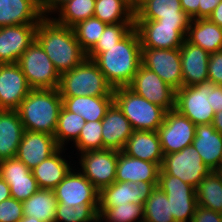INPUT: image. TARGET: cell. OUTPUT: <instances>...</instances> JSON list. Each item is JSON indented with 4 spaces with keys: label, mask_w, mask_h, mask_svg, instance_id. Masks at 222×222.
<instances>
[{
    "label": "cell",
    "mask_w": 222,
    "mask_h": 222,
    "mask_svg": "<svg viewBox=\"0 0 222 222\" xmlns=\"http://www.w3.org/2000/svg\"><path fill=\"white\" fill-rule=\"evenodd\" d=\"M87 58L93 60L108 84L113 88L128 87L141 62V43L133 28L123 39L110 48H92Z\"/></svg>",
    "instance_id": "cell-1"
},
{
    "label": "cell",
    "mask_w": 222,
    "mask_h": 222,
    "mask_svg": "<svg viewBox=\"0 0 222 222\" xmlns=\"http://www.w3.org/2000/svg\"><path fill=\"white\" fill-rule=\"evenodd\" d=\"M35 40L41 45L61 75L81 64L87 53L80 47L73 28L44 17L37 26Z\"/></svg>",
    "instance_id": "cell-2"
},
{
    "label": "cell",
    "mask_w": 222,
    "mask_h": 222,
    "mask_svg": "<svg viewBox=\"0 0 222 222\" xmlns=\"http://www.w3.org/2000/svg\"><path fill=\"white\" fill-rule=\"evenodd\" d=\"M61 107L62 98L58 89H31L17 112L24 130L54 136Z\"/></svg>",
    "instance_id": "cell-3"
},
{
    "label": "cell",
    "mask_w": 222,
    "mask_h": 222,
    "mask_svg": "<svg viewBox=\"0 0 222 222\" xmlns=\"http://www.w3.org/2000/svg\"><path fill=\"white\" fill-rule=\"evenodd\" d=\"M58 91L61 97L113 96V88L97 64L89 58L60 75Z\"/></svg>",
    "instance_id": "cell-4"
},
{
    "label": "cell",
    "mask_w": 222,
    "mask_h": 222,
    "mask_svg": "<svg viewBox=\"0 0 222 222\" xmlns=\"http://www.w3.org/2000/svg\"><path fill=\"white\" fill-rule=\"evenodd\" d=\"M114 102L134 130L157 131L163 124L166 110L135 94L128 87L113 89Z\"/></svg>",
    "instance_id": "cell-5"
},
{
    "label": "cell",
    "mask_w": 222,
    "mask_h": 222,
    "mask_svg": "<svg viewBox=\"0 0 222 222\" xmlns=\"http://www.w3.org/2000/svg\"><path fill=\"white\" fill-rule=\"evenodd\" d=\"M210 80L175 91V109L195 125L212 124L214 87Z\"/></svg>",
    "instance_id": "cell-6"
},
{
    "label": "cell",
    "mask_w": 222,
    "mask_h": 222,
    "mask_svg": "<svg viewBox=\"0 0 222 222\" xmlns=\"http://www.w3.org/2000/svg\"><path fill=\"white\" fill-rule=\"evenodd\" d=\"M17 63L32 89H58L60 74L36 40L25 50Z\"/></svg>",
    "instance_id": "cell-7"
},
{
    "label": "cell",
    "mask_w": 222,
    "mask_h": 222,
    "mask_svg": "<svg viewBox=\"0 0 222 222\" xmlns=\"http://www.w3.org/2000/svg\"><path fill=\"white\" fill-rule=\"evenodd\" d=\"M157 187L166 194L174 221L191 222L198 205L195 188L180 178L166 174L161 168Z\"/></svg>",
    "instance_id": "cell-8"
},
{
    "label": "cell",
    "mask_w": 222,
    "mask_h": 222,
    "mask_svg": "<svg viewBox=\"0 0 222 222\" xmlns=\"http://www.w3.org/2000/svg\"><path fill=\"white\" fill-rule=\"evenodd\" d=\"M166 174L180 178L196 188L203 178L211 171L207 167L193 145L181 151L164 155L160 167Z\"/></svg>",
    "instance_id": "cell-9"
},
{
    "label": "cell",
    "mask_w": 222,
    "mask_h": 222,
    "mask_svg": "<svg viewBox=\"0 0 222 222\" xmlns=\"http://www.w3.org/2000/svg\"><path fill=\"white\" fill-rule=\"evenodd\" d=\"M189 25H168L155 20H135L141 48L178 49L187 36Z\"/></svg>",
    "instance_id": "cell-10"
},
{
    "label": "cell",
    "mask_w": 222,
    "mask_h": 222,
    "mask_svg": "<svg viewBox=\"0 0 222 222\" xmlns=\"http://www.w3.org/2000/svg\"><path fill=\"white\" fill-rule=\"evenodd\" d=\"M80 172L100 191L116 179L118 150L104 149L78 153Z\"/></svg>",
    "instance_id": "cell-11"
},
{
    "label": "cell",
    "mask_w": 222,
    "mask_h": 222,
    "mask_svg": "<svg viewBox=\"0 0 222 222\" xmlns=\"http://www.w3.org/2000/svg\"><path fill=\"white\" fill-rule=\"evenodd\" d=\"M196 125L176 109L166 111L163 124L158 128L164 155L178 152L192 145Z\"/></svg>",
    "instance_id": "cell-12"
},
{
    "label": "cell",
    "mask_w": 222,
    "mask_h": 222,
    "mask_svg": "<svg viewBox=\"0 0 222 222\" xmlns=\"http://www.w3.org/2000/svg\"><path fill=\"white\" fill-rule=\"evenodd\" d=\"M141 62L175 91L183 86L180 48H141Z\"/></svg>",
    "instance_id": "cell-13"
},
{
    "label": "cell",
    "mask_w": 222,
    "mask_h": 222,
    "mask_svg": "<svg viewBox=\"0 0 222 222\" xmlns=\"http://www.w3.org/2000/svg\"><path fill=\"white\" fill-rule=\"evenodd\" d=\"M128 88L149 102L161 106L166 111L175 109V90L154 71L142 64Z\"/></svg>",
    "instance_id": "cell-14"
},
{
    "label": "cell",
    "mask_w": 222,
    "mask_h": 222,
    "mask_svg": "<svg viewBox=\"0 0 222 222\" xmlns=\"http://www.w3.org/2000/svg\"><path fill=\"white\" fill-rule=\"evenodd\" d=\"M72 168L54 189L58 203L67 206L99 204V190L80 172Z\"/></svg>",
    "instance_id": "cell-15"
},
{
    "label": "cell",
    "mask_w": 222,
    "mask_h": 222,
    "mask_svg": "<svg viewBox=\"0 0 222 222\" xmlns=\"http://www.w3.org/2000/svg\"><path fill=\"white\" fill-rule=\"evenodd\" d=\"M134 4L135 20H155L168 25H189L191 21L180 0H137Z\"/></svg>",
    "instance_id": "cell-16"
},
{
    "label": "cell",
    "mask_w": 222,
    "mask_h": 222,
    "mask_svg": "<svg viewBox=\"0 0 222 222\" xmlns=\"http://www.w3.org/2000/svg\"><path fill=\"white\" fill-rule=\"evenodd\" d=\"M31 89L18 63L0 64V110H17Z\"/></svg>",
    "instance_id": "cell-17"
},
{
    "label": "cell",
    "mask_w": 222,
    "mask_h": 222,
    "mask_svg": "<svg viewBox=\"0 0 222 222\" xmlns=\"http://www.w3.org/2000/svg\"><path fill=\"white\" fill-rule=\"evenodd\" d=\"M154 188L151 182L115 181L99 191L98 208H112L129 202L144 206Z\"/></svg>",
    "instance_id": "cell-18"
},
{
    "label": "cell",
    "mask_w": 222,
    "mask_h": 222,
    "mask_svg": "<svg viewBox=\"0 0 222 222\" xmlns=\"http://www.w3.org/2000/svg\"><path fill=\"white\" fill-rule=\"evenodd\" d=\"M0 177L9 185L11 197L20 202L40 189L32 170L16 157L0 161Z\"/></svg>",
    "instance_id": "cell-19"
},
{
    "label": "cell",
    "mask_w": 222,
    "mask_h": 222,
    "mask_svg": "<svg viewBox=\"0 0 222 222\" xmlns=\"http://www.w3.org/2000/svg\"><path fill=\"white\" fill-rule=\"evenodd\" d=\"M38 24L0 27V64L17 63L34 42Z\"/></svg>",
    "instance_id": "cell-20"
},
{
    "label": "cell",
    "mask_w": 222,
    "mask_h": 222,
    "mask_svg": "<svg viewBox=\"0 0 222 222\" xmlns=\"http://www.w3.org/2000/svg\"><path fill=\"white\" fill-rule=\"evenodd\" d=\"M59 148L54 136L37 131L24 130L16 158L32 170Z\"/></svg>",
    "instance_id": "cell-21"
},
{
    "label": "cell",
    "mask_w": 222,
    "mask_h": 222,
    "mask_svg": "<svg viewBox=\"0 0 222 222\" xmlns=\"http://www.w3.org/2000/svg\"><path fill=\"white\" fill-rule=\"evenodd\" d=\"M102 121L103 150L122 151L133 129L121 109L113 102Z\"/></svg>",
    "instance_id": "cell-22"
},
{
    "label": "cell",
    "mask_w": 222,
    "mask_h": 222,
    "mask_svg": "<svg viewBox=\"0 0 222 222\" xmlns=\"http://www.w3.org/2000/svg\"><path fill=\"white\" fill-rule=\"evenodd\" d=\"M183 86H192L208 80L210 53L186 39L180 47Z\"/></svg>",
    "instance_id": "cell-23"
},
{
    "label": "cell",
    "mask_w": 222,
    "mask_h": 222,
    "mask_svg": "<svg viewBox=\"0 0 222 222\" xmlns=\"http://www.w3.org/2000/svg\"><path fill=\"white\" fill-rule=\"evenodd\" d=\"M159 172L160 166L157 163L134 158L119 151L115 181L151 182L156 187Z\"/></svg>",
    "instance_id": "cell-24"
},
{
    "label": "cell",
    "mask_w": 222,
    "mask_h": 222,
    "mask_svg": "<svg viewBox=\"0 0 222 222\" xmlns=\"http://www.w3.org/2000/svg\"><path fill=\"white\" fill-rule=\"evenodd\" d=\"M43 18L40 0H0V27L38 24Z\"/></svg>",
    "instance_id": "cell-25"
},
{
    "label": "cell",
    "mask_w": 222,
    "mask_h": 222,
    "mask_svg": "<svg viewBox=\"0 0 222 222\" xmlns=\"http://www.w3.org/2000/svg\"><path fill=\"white\" fill-rule=\"evenodd\" d=\"M122 152L134 158L157 163L160 167L164 158L157 131L134 130Z\"/></svg>",
    "instance_id": "cell-26"
},
{
    "label": "cell",
    "mask_w": 222,
    "mask_h": 222,
    "mask_svg": "<svg viewBox=\"0 0 222 222\" xmlns=\"http://www.w3.org/2000/svg\"><path fill=\"white\" fill-rule=\"evenodd\" d=\"M203 163L212 170L220 167L222 158V135L212 124L196 125L192 142Z\"/></svg>",
    "instance_id": "cell-27"
},
{
    "label": "cell",
    "mask_w": 222,
    "mask_h": 222,
    "mask_svg": "<svg viewBox=\"0 0 222 222\" xmlns=\"http://www.w3.org/2000/svg\"><path fill=\"white\" fill-rule=\"evenodd\" d=\"M23 132L17 110H0V161L16 157Z\"/></svg>",
    "instance_id": "cell-28"
},
{
    "label": "cell",
    "mask_w": 222,
    "mask_h": 222,
    "mask_svg": "<svg viewBox=\"0 0 222 222\" xmlns=\"http://www.w3.org/2000/svg\"><path fill=\"white\" fill-rule=\"evenodd\" d=\"M64 149L66 148L60 147L49 158L32 169L40 189L54 190L72 169L68 160L61 155Z\"/></svg>",
    "instance_id": "cell-29"
},
{
    "label": "cell",
    "mask_w": 222,
    "mask_h": 222,
    "mask_svg": "<svg viewBox=\"0 0 222 222\" xmlns=\"http://www.w3.org/2000/svg\"><path fill=\"white\" fill-rule=\"evenodd\" d=\"M62 105L73 113L79 114L84 121L102 120L114 102V96H77L61 97Z\"/></svg>",
    "instance_id": "cell-30"
},
{
    "label": "cell",
    "mask_w": 222,
    "mask_h": 222,
    "mask_svg": "<svg viewBox=\"0 0 222 222\" xmlns=\"http://www.w3.org/2000/svg\"><path fill=\"white\" fill-rule=\"evenodd\" d=\"M186 40L209 53L222 50V27L206 19H191Z\"/></svg>",
    "instance_id": "cell-31"
},
{
    "label": "cell",
    "mask_w": 222,
    "mask_h": 222,
    "mask_svg": "<svg viewBox=\"0 0 222 222\" xmlns=\"http://www.w3.org/2000/svg\"><path fill=\"white\" fill-rule=\"evenodd\" d=\"M134 6L132 0H96L93 16L106 24L134 23Z\"/></svg>",
    "instance_id": "cell-32"
},
{
    "label": "cell",
    "mask_w": 222,
    "mask_h": 222,
    "mask_svg": "<svg viewBox=\"0 0 222 222\" xmlns=\"http://www.w3.org/2000/svg\"><path fill=\"white\" fill-rule=\"evenodd\" d=\"M22 204L24 216H34L42 222H55L58 201L54 190L39 189Z\"/></svg>",
    "instance_id": "cell-33"
},
{
    "label": "cell",
    "mask_w": 222,
    "mask_h": 222,
    "mask_svg": "<svg viewBox=\"0 0 222 222\" xmlns=\"http://www.w3.org/2000/svg\"><path fill=\"white\" fill-rule=\"evenodd\" d=\"M198 205L222 213V181L210 171L195 188Z\"/></svg>",
    "instance_id": "cell-34"
},
{
    "label": "cell",
    "mask_w": 222,
    "mask_h": 222,
    "mask_svg": "<svg viewBox=\"0 0 222 222\" xmlns=\"http://www.w3.org/2000/svg\"><path fill=\"white\" fill-rule=\"evenodd\" d=\"M84 125L85 121L81 115L68 111L62 105L58 115L57 128L54 133L57 145L64 148L69 140L75 142Z\"/></svg>",
    "instance_id": "cell-35"
},
{
    "label": "cell",
    "mask_w": 222,
    "mask_h": 222,
    "mask_svg": "<svg viewBox=\"0 0 222 222\" xmlns=\"http://www.w3.org/2000/svg\"><path fill=\"white\" fill-rule=\"evenodd\" d=\"M96 0H69L57 11V17H52L58 24L73 27L80 21L94 15ZM59 12V13H58Z\"/></svg>",
    "instance_id": "cell-36"
},
{
    "label": "cell",
    "mask_w": 222,
    "mask_h": 222,
    "mask_svg": "<svg viewBox=\"0 0 222 222\" xmlns=\"http://www.w3.org/2000/svg\"><path fill=\"white\" fill-rule=\"evenodd\" d=\"M144 222H175L166 194L155 187L143 206Z\"/></svg>",
    "instance_id": "cell-37"
},
{
    "label": "cell",
    "mask_w": 222,
    "mask_h": 222,
    "mask_svg": "<svg viewBox=\"0 0 222 222\" xmlns=\"http://www.w3.org/2000/svg\"><path fill=\"white\" fill-rule=\"evenodd\" d=\"M143 205L125 203L112 208H98V218L105 222H144Z\"/></svg>",
    "instance_id": "cell-38"
},
{
    "label": "cell",
    "mask_w": 222,
    "mask_h": 222,
    "mask_svg": "<svg viewBox=\"0 0 222 222\" xmlns=\"http://www.w3.org/2000/svg\"><path fill=\"white\" fill-rule=\"evenodd\" d=\"M106 25V23H103L95 16H92L86 20L80 21L72 27L76 40L86 53L96 45L99 37L103 34Z\"/></svg>",
    "instance_id": "cell-39"
},
{
    "label": "cell",
    "mask_w": 222,
    "mask_h": 222,
    "mask_svg": "<svg viewBox=\"0 0 222 222\" xmlns=\"http://www.w3.org/2000/svg\"><path fill=\"white\" fill-rule=\"evenodd\" d=\"M99 204L65 206L58 203L55 222H96Z\"/></svg>",
    "instance_id": "cell-40"
},
{
    "label": "cell",
    "mask_w": 222,
    "mask_h": 222,
    "mask_svg": "<svg viewBox=\"0 0 222 222\" xmlns=\"http://www.w3.org/2000/svg\"><path fill=\"white\" fill-rule=\"evenodd\" d=\"M78 152L103 150L102 121H87L74 142Z\"/></svg>",
    "instance_id": "cell-41"
},
{
    "label": "cell",
    "mask_w": 222,
    "mask_h": 222,
    "mask_svg": "<svg viewBox=\"0 0 222 222\" xmlns=\"http://www.w3.org/2000/svg\"><path fill=\"white\" fill-rule=\"evenodd\" d=\"M133 28L134 23L107 24L93 48H110L123 39Z\"/></svg>",
    "instance_id": "cell-42"
},
{
    "label": "cell",
    "mask_w": 222,
    "mask_h": 222,
    "mask_svg": "<svg viewBox=\"0 0 222 222\" xmlns=\"http://www.w3.org/2000/svg\"><path fill=\"white\" fill-rule=\"evenodd\" d=\"M23 216L22 202L12 197L0 202V222H19Z\"/></svg>",
    "instance_id": "cell-43"
},
{
    "label": "cell",
    "mask_w": 222,
    "mask_h": 222,
    "mask_svg": "<svg viewBox=\"0 0 222 222\" xmlns=\"http://www.w3.org/2000/svg\"><path fill=\"white\" fill-rule=\"evenodd\" d=\"M208 80L218 86H222V50L210 53Z\"/></svg>",
    "instance_id": "cell-44"
},
{
    "label": "cell",
    "mask_w": 222,
    "mask_h": 222,
    "mask_svg": "<svg viewBox=\"0 0 222 222\" xmlns=\"http://www.w3.org/2000/svg\"><path fill=\"white\" fill-rule=\"evenodd\" d=\"M191 222H222V213L197 205Z\"/></svg>",
    "instance_id": "cell-45"
},
{
    "label": "cell",
    "mask_w": 222,
    "mask_h": 222,
    "mask_svg": "<svg viewBox=\"0 0 222 222\" xmlns=\"http://www.w3.org/2000/svg\"><path fill=\"white\" fill-rule=\"evenodd\" d=\"M68 1L69 0H40V9L43 17H50L52 14L57 13Z\"/></svg>",
    "instance_id": "cell-46"
},
{
    "label": "cell",
    "mask_w": 222,
    "mask_h": 222,
    "mask_svg": "<svg viewBox=\"0 0 222 222\" xmlns=\"http://www.w3.org/2000/svg\"><path fill=\"white\" fill-rule=\"evenodd\" d=\"M200 0H180L182 10L191 18L199 19Z\"/></svg>",
    "instance_id": "cell-47"
},
{
    "label": "cell",
    "mask_w": 222,
    "mask_h": 222,
    "mask_svg": "<svg viewBox=\"0 0 222 222\" xmlns=\"http://www.w3.org/2000/svg\"><path fill=\"white\" fill-rule=\"evenodd\" d=\"M222 0H200L199 19L208 18Z\"/></svg>",
    "instance_id": "cell-48"
},
{
    "label": "cell",
    "mask_w": 222,
    "mask_h": 222,
    "mask_svg": "<svg viewBox=\"0 0 222 222\" xmlns=\"http://www.w3.org/2000/svg\"><path fill=\"white\" fill-rule=\"evenodd\" d=\"M214 113L222 110V86L216 85L214 87V100L213 106Z\"/></svg>",
    "instance_id": "cell-49"
},
{
    "label": "cell",
    "mask_w": 222,
    "mask_h": 222,
    "mask_svg": "<svg viewBox=\"0 0 222 222\" xmlns=\"http://www.w3.org/2000/svg\"><path fill=\"white\" fill-rule=\"evenodd\" d=\"M208 19L216 23L218 26L222 27V1L217 5V7L212 11Z\"/></svg>",
    "instance_id": "cell-50"
},
{
    "label": "cell",
    "mask_w": 222,
    "mask_h": 222,
    "mask_svg": "<svg viewBox=\"0 0 222 222\" xmlns=\"http://www.w3.org/2000/svg\"><path fill=\"white\" fill-rule=\"evenodd\" d=\"M11 198L10 187L7 182L0 177V202Z\"/></svg>",
    "instance_id": "cell-51"
},
{
    "label": "cell",
    "mask_w": 222,
    "mask_h": 222,
    "mask_svg": "<svg viewBox=\"0 0 222 222\" xmlns=\"http://www.w3.org/2000/svg\"><path fill=\"white\" fill-rule=\"evenodd\" d=\"M212 125L222 135V110L214 113Z\"/></svg>",
    "instance_id": "cell-52"
},
{
    "label": "cell",
    "mask_w": 222,
    "mask_h": 222,
    "mask_svg": "<svg viewBox=\"0 0 222 222\" xmlns=\"http://www.w3.org/2000/svg\"><path fill=\"white\" fill-rule=\"evenodd\" d=\"M19 222H42L39 219L33 217H28V216H23V218Z\"/></svg>",
    "instance_id": "cell-53"
},
{
    "label": "cell",
    "mask_w": 222,
    "mask_h": 222,
    "mask_svg": "<svg viewBox=\"0 0 222 222\" xmlns=\"http://www.w3.org/2000/svg\"><path fill=\"white\" fill-rule=\"evenodd\" d=\"M215 171L219 175V178L222 181V166L218 167Z\"/></svg>",
    "instance_id": "cell-54"
},
{
    "label": "cell",
    "mask_w": 222,
    "mask_h": 222,
    "mask_svg": "<svg viewBox=\"0 0 222 222\" xmlns=\"http://www.w3.org/2000/svg\"><path fill=\"white\" fill-rule=\"evenodd\" d=\"M96 222H103V221H101L99 218L96 220Z\"/></svg>",
    "instance_id": "cell-55"
}]
</instances>
